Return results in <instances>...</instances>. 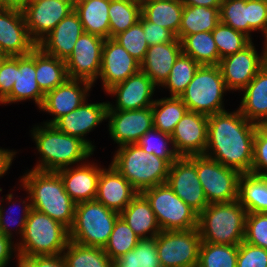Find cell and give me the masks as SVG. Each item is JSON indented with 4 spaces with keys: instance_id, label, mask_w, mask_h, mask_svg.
I'll list each match as a JSON object with an SVG mask.
<instances>
[{
    "instance_id": "obj_1",
    "label": "cell",
    "mask_w": 267,
    "mask_h": 267,
    "mask_svg": "<svg viewBox=\"0 0 267 267\" xmlns=\"http://www.w3.org/2000/svg\"><path fill=\"white\" fill-rule=\"evenodd\" d=\"M258 124L239 109L208 116V141L204 155L242 173H251Z\"/></svg>"
},
{
    "instance_id": "obj_2",
    "label": "cell",
    "mask_w": 267,
    "mask_h": 267,
    "mask_svg": "<svg viewBox=\"0 0 267 267\" xmlns=\"http://www.w3.org/2000/svg\"><path fill=\"white\" fill-rule=\"evenodd\" d=\"M20 187L29 193L32 208L45 213L70 229L76 203L64 189L60 175L54 171L31 169L24 173Z\"/></svg>"
},
{
    "instance_id": "obj_3",
    "label": "cell",
    "mask_w": 267,
    "mask_h": 267,
    "mask_svg": "<svg viewBox=\"0 0 267 267\" xmlns=\"http://www.w3.org/2000/svg\"><path fill=\"white\" fill-rule=\"evenodd\" d=\"M42 125H35L30 130L40 154V160L31 169L56 172L81 164V161L84 163V160L94 154V150L79 137L61 132L53 124Z\"/></svg>"
},
{
    "instance_id": "obj_4",
    "label": "cell",
    "mask_w": 267,
    "mask_h": 267,
    "mask_svg": "<svg viewBox=\"0 0 267 267\" xmlns=\"http://www.w3.org/2000/svg\"><path fill=\"white\" fill-rule=\"evenodd\" d=\"M112 158L110 164L138 193L167 182L171 165L165 159L145 152L136 143L119 146Z\"/></svg>"
},
{
    "instance_id": "obj_5",
    "label": "cell",
    "mask_w": 267,
    "mask_h": 267,
    "mask_svg": "<svg viewBox=\"0 0 267 267\" xmlns=\"http://www.w3.org/2000/svg\"><path fill=\"white\" fill-rule=\"evenodd\" d=\"M246 209L239 200L208 204L198 215L202 242L239 245L244 240Z\"/></svg>"
},
{
    "instance_id": "obj_6",
    "label": "cell",
    "mask_w": 267,
    "mask_h": 267,
    "mask_svg": "<svg viewBox=\"0 0 267 267\" xmlns=\"http://www.w3.org/2000/svg\"><path fill=\"white\" fill-rule=\"evenodd\" d=\"M70 241L69 229L51 217L31 209L24 233L17 242L19 257L62 254Z\"/></svg>"
},
{
    "instance_id": "obj_7",
    "label": "cell",
    "mask_w": 267,
    "mask_h": 267,
    "mask_svg": "<svg viewBox=\"0 0 267 267\" xmlns=\"http://www.w3.org/2000/svg\"><path fill=\"white\" fill-rule=\"evenodd\" d=\"M119 216L120 213L96 200L77 203L74 222L69 229L70 241L83 246L104 249Z\"/></svg>"
},
{
    "instance_id": "obj_8",
    "label": "cell",
    "mask_w": 267,
    "mask_h": 267,
    "mask_svg": "<svg viewBox=\"0 0 267 267\" xmlns=\"http://www.w3.org/2000/svg\"><path fill=\"white\" fill-rule=\"evenodd\" d=\"M227 91L218 65H200L179 98L188 111L209 116L225 111L223 97Z\"/></svg>"
},
{
    "instance_id": "obj_9",
    "label": "cell",
    "mask_w": 267,
    "mask_h": 267,
    "mask_svg": "<svg viewBox=\"0 0 267 267\" xmlns=\"http://www.w3.org/2000/svg\"><path fill=\"white\" fill-rule=\"evenodd\" d=\"M149 201L162 231L190 230L198 227V214L165 183L146 189Z\"/></svg>"
},
{
    "instance_id": "obj_10",
    "label": "cell",
    "mask_w": 267,
    "mask_h": 267,
    "mask_svg": "<svg viewBox=\"0 0 267 267\" xmlns=\"http://www.w3.org/2000/svg\"><path fill=\"white\" fill-rule=\"evenodd\" d=\"M201 243L198 228L161 231L156 236L161 267H197Z\"/></svg>"
},
{
    "instance_id": "obj_11",
    "label": "cell",
    "mask_w": 267,
    "mask_h": 267,
    "mask_svg": "<svg viewBox=\"0 0 267 267\" xmlns=\"http://www.w3.org/2000/svg\"><path fill=\"white\" fill-rule=\"evenodd\" d=\"M197 175L208 204L228 203L238 199L241 173L211 159L197 155Z\"/></svg>"
},
{
    "instance_id": "obj_12",
    "label": "cell",
    "mask_w": 267,
    "mask_h": 267,
    "mask_svg": "<svg viewBox=\"0 0 267 267\" xmlns=\"http://www.w3.org/2000/svg\"><path fill=\"white\" fill-rule=\"evenodd\" d=\"M21 10L29 34L38 45L63 18L74 10V1L28 0Z\"/></svg>"
},
{
    "instance_id": "obj_13",
    "label": "cell",
    "mask_w": 267,
    "mask_h": 267,
    "mask_svg": "<svg viewBox=\"0 0 267 267\" xmlns=\"http://www.w3.org/2000/svg\"><path fill=\"white\" fill-rule=\"evenodd\" d=\"M267 62L266 42L261 54H258L251 41L235 54L222 58L218 64L226 87L229 91H242Z\"/></svg>"
},
{
    "instance_id": "obj_14",
    "label": "cell",
    "mask_w": 267,
    "mask_h": 267,
    "mask_svg": "<svg viewBox=\"0 0 267 267\" xmlns=\"http://www.w3.org/2000/svg\"><path fill=\"white\" fill-rule=\"evenodd\" d=\"M166 183L198 215L208 206L197 175V155L178 157L170 166Z\"/></svg>"
},
{
    "instance_id": "obj_15",
    "label": "cell",
    "mask_w": 267,
    "mask_h": 267,
    "mask_svg": "<svg viewBox=\"0 0 267 267\" xmlns=\"http://www.w3.org/2000/svg\"><path fill=\"white\" fill-rule=\"evenodd\" d=\"M104 41L85 32L78 38L71 55L65 60L69 79L84 80L94 85L100 74Z\"/></svg>"
},
{
    "instance_id": "obj_16",
    "label": "cell",
    "mask_w": 267,
    "mask_h": 267,
    "mask_svg": "<svg viewBox=\"0 0 267 267\" xmlns=\"http://www.w3.org/2000/svg\"><path fill=\"white\" fill-rule=\"evenodd\" d=\"M108 130L118 147L135 144L153 128L152 107L136 110H107Z\"/></svg>"
},
{
    "instance_id": "obj_17",
    "label": "cell",
    "mask_w": 267,
    "mask_h": 267,
    "mask_svg": "<svg viewBox=\"0 0 267 267\" xmlns=\"http://www.w3.org/2000/svg\"><path fill=\"white\" fill-rule=\"evenodd\" d=\"M36 46L21 8L0 6V50L7 56H24Z\"/></svg>"
},
{
    "instance_id": "obj_18",
    "label": "cell",
    "mask_w": 267,
    "mask_h": 267,
    "mask_svg": "<svg viewBox=\"0 0 267 267\" xmlns=\"http://www.w3.org/2000/svg\"><path fill=\"white\" fill-rule=\"evenodd\" d=\"M171 137L179 157L204 155L208 141V115L187 111Z\"/></svg>"
},
{
    "instance_id": "obj_19",
    "label": "cell",
    "mask_w": 267,
    "mask_h": 267,
    "mask_svg": "<svg viewBox=\"0 0 267 267\" xmlns=\"http://www.w3.org/2000/svg\"><path fill=\"white\" fill-rule=\"evenodd\" d=\"M156 85L142 70L133 74L125 81L120 82L106 91L115 96L116 103L108 102L107 110H136L152 107Z\"/></svg>"
},
{
    "instance_id": "obj_20",
    "label": "cell",
    "mask_w": 267,
    "mask_h": 267,
    "mask_svg": "<svg viewBox=\"0 0 267 267\" xmlns=\"http://www.w3.org/2000/svg\"><path fill=\"white\" fill-rule=\"evenodd\" d=\"M140 70V63L113 38L104 41L100 67V80L104 92L125 81Z\"/></svg>"
},
{
    "instance_id": "obj_21",
    "label": "cell",
    "mask_w": 267,
    "mask_h": 267,
    "mask_svg": "<svg viewBox=\"0 0 267 267\" xmlns=\"http://www.w3.org/2000/svg\"><path fill=\"white\" fill-rule=\"evenodd\" d=\"M93 85L84 80L67 79L63 84L45 93L43 103L39 108L53 119L46 124H53L58 118L78 108L89 96Z\"/></svg>"
},
{
    "instance_id": "obj_22",
    "label": "cell",
    "mask_w": 267,
    "mask_h": 267,
    "mask_svg": "<svg viewBox=\"0 0 267 267\" xmlns=\"http://www.w3.org/2000/svg\"><path fill=\"white\" fill-rule=\"evenodd\" d=\"M107 109V102L88 103L87 99L69 114L58 118L53 125L63 133L79 137L95 151L92 141L85 139V136L107 120Z\"/></svg>"
},
{
    "instance_id": "obj_23",
    "label": "cell",
    "mask_w": 267,
    "mask_h": 267,
    "mask_svg": "<svg viewBox=\"0 0 267 267\" xmlns=\"http://www.w3.org/2000/svg\"><path fill=\"white\" fill-rule=\"evenodd\" d=\"M103 168L97 164L84 161L77 166L66 167L56 171L63 181L64 189L77 204L95 200L98 180Z\"/></svg>"
},
{
    "instance_id": "obj_24",
    "label": "cell",
    "mask_w": 267,
    "mask_h": 267,
    "mask_svg": "<svg viewBox=\"0 0 267 267\" xmlns=\"http://www.w3.org/2000/svg\"><path fill=\"white\" fill-rule=\"evenodd\" d=\"M138 194L128 180L111 164L103 168L98 180L95 200L107 208L121 213Z\"/></svg>"
},
{
    "instance_id": "obj_25",
    "label": "cell",
    "mask_w": 267,
    "mask_h": 267,
    "mask_svg": "<svg viewBox=\"0 0 267 267\" xmlns=\"http://www.w3.org/2000/svg\"><path fill=\"white\" fill-rule=\"evenodd\" d=\"M45 93L36 81V47L27 55L17 56V77L11 92L0 104H11L32 99L41 107Z\"/></svg>"
},
{
    "instance_id": "obj_26",
    "label": "cell",
    "mask_w": 267,
    "mask_h": 267,
    "mask_svg": "<svg viewBox=\"0 0 267 267\" xmlns=\"http://www.w3.org/2000/svg\"><path fill=\"white\" fill-rule=\"evenodd\" d=\"M83 33L79 15L73 10L37 46L51 56L66 60Z\"/></svg>"
},
{
    "instance_id": "obj_27",
    "label": "cell",
    "mask_w": 267,
    "mask_h": 267,
    "mask_svg": "<svg viewBox=\"0 0 267 267\" xmlns=\"http://www.w3.org/2000/svg\"><path fill=\"white\" fill-rule=\"evenodd\" d=\"M182 53L181 41L156 44L148 47L140 70L147 74L159 89L167 80L169 73L179 55Z\"/></svg>"
},
{
    "instance_id": "obj_28",
    "label": "cell",
    "mask_w": 267,
    "mask_h": 267,
    "mask_svg": "<svg viewBox=\"0 0 267 267\" xmlns=\"http://www.w3.org/2000/svg\"><path fill=\"white\" fill-rule=\"evenodd\" d=\"M240 113L256 124L267 120V62L242 90Z\"/></svg>"
},
{
    "instance_id": "obj_29",
    "label": "cell",
    "mask_w": 267,
    "mask_h": 267,
    "mask_svg": "<svg viewBox=\"0 0 267 267\" xmlns=\"http://www.w3.org/2000/svg\"><path fill=\"white\" fill-rule=\"evenodd\" d=\"M120 216L141 239L156 237L162 231L149 201L142 193L132 199Z\"/></svg>"
},
{
    "instance_id": "obj_30",
    "label": "cell",
    "mask_w": 267,
    "mask_h": 267,
    "mask_svg": "<svg viewBox=\"0 0 267 267\" xmlns=\"http://www.w3.org/2000/svg\"><path fill=\"white\" fill-rule=\"evenodd\" d=\"M110 0H78L74 10L79 15L85 33L110 38L108 9Z\"/></svg>"
},
{
    "instance_id": "obj_31",
    "label": "cell",
    "mask_w": 267,
    "mask_h": 267,
    "mask_svg": "<svg viewBox=\"0 0 267 267\" xmlns=\"http://www.w3.org/2000/svg\"><path fill=\"white\" fill-rule=\"evenodd\" d=\"M183 8L181 0H150L141 3V15L147 21L170 30L179 39Z\"/></svg>"
},
{
    "instance_id": "obj_32",
    "label": "cell",
    "mask_w": 267,
    "mask_h": 267,
    "mask_svg": "<svg viewBox=\"0 0 267 267\" xmlns=\"http://www.w3.org/2000/svg\"><path fill=\"white\" fill-rule=\"evenodd\" d=\"M238 200L247 213H267V181L261 175L242 173Z\"/></svg>"
},
{
    "instance_id": "obj_33",
    "label": "cell",
    "mask_w": 267,
    "mask_h": 267,
    "mask_svg": "<svg viewBox=\"0 0 267 267\" xmlns=\"http://www.w3.org/2000/svg\"><path fill=\"white\" fill-rule=\"evenodd\" d=\"M67 79L65 60L51 56L36 46V81L40 89L47 93Z\"/></svg>"
},
{
    "instance_id": "obj_34",
    "label": "cell",
    "mask_w": 267,
    "mask_h": 267,
    "mask_svg": "<svg viewBox=\"0 0 267 267\" xmlns=\"http://www.w3.org/2000/svg\"><path fill=\"white\" fill-rule=\"evenodd\" d=\"M219 9L184 5L179 27V40L198 32H212L220 22Z\"/></svg>"
},
{
    "instance_id": "obj_35",
    "label": "cell",
    "mask_w": 267,
    "mask_h": 267,
    "mask_svg": "<svg viewBox=\"0 0 267 267\" xmlns=\"http://www.w3.org/2000/svg\"><path fill=\"white\" fill-rule=\"evenodd\" d=\"M182 53L199 65H218L220 57L212 32H198L181 40Z\"/></svg>"
},
{
    "instance_id": "obj_36",
    "label": "cell",
    "mask_w": 267,
    "mask_h": 267,
    "mask_svg": "<svg viewBox=\"0 0 267 267\" xmlns=\"http://www.w3.org/2000/svg\"><path fill=\"white\" fill-rule=\"evenodd\" d=\"M187 111V106L179 97L155 99L152 105L153 127L171 135Z\"/></svg>"
},
{
    "instance_id": "obj_37",
    "label": "cell",
    "mask_w": 267,
    "mask_h": 267,
    "mask_svg": "<svg viewBox=\"0 0 267 267\" xmlns=\"http://www.w3.org/2000/svg\"><path fill=\"white\" fill-rule=\"evenodd\" d=\"M67 267H113L103 248L88 247L69 241L63 251Z\"/></svg>"
},
{
    "instance_id": "obj_38",
    "label": "cell",
    "mask_w": 267,
    "mask_h": 267,
    "mask_svg": "<svg viewBox=\"0 0 267 267\" xmlns=\"http://www.w3.org/2000/svg\"><path fill=\"white\" fill-rule=\"evenodd\" d=\"M108 15L110 38H113L139 21L141 3L135 0H110Z\"/></svg>"
},
{
    "instance_id": "obj_39",
    "label": "cell",
    "mask_w": 267,
    "mask_h": 267,
    "mask_svg": "<svg viewBox=\"0 0 267 267\" xmlns=\"http://www.w3.org/2000/svg\"><path fill=\"white\" fill-rule=\"evenodd\" d=\"M113 267H161L156 237L140 239L132 251L113 261Z\"/></svg>"
},
{
    "instance_id": "obj_40",
    "label": "cell",
    "mask_w": 267,
    "mask_h": 267,
    "mask_svg": "<svg viewBox=\"0 0 267 267\" xmlns=\"http://www.w3.org/2000/svg\"><path fill=\"white\" fill-rule=\"evenodd\" d=\"M199 64L183 53L176 59L167 80L161 86L169 89L170 97H180L192 81Z\"/></svg>"
},
{
    "instance_id": "obj_41",
    "label": "cell",
    "mask_w": 267,
    "mask_h": 267,
    "mask_svg": "<svg viewBox=\"0 0 267 267\" xmlns=\"http://www.w3.org/2000/svg\"><path fill=\"white\" fill-rule=\"evenodd\" d=\"M238 245L202 242L197 267H237Z\"/></svg>"
},
{
    "instance_id": "obj_42",
    "label": "cell",
    "mask_w": 267,
    "mask_h": 267,
    "mask_svg": "<svg viewBox=\"0 0 267 267\" xmlns=\"http://www.w3.org/2000/svg\"><path fill=\"white\" fill-rule=\"evenodd\" d=\"M140 239L123 218L119 216L114 224L109 241L104 247V251L112 261H115L121 255L132 251Z\"/></svg>"
},
{
    "instance_id": "obj_43",
    "label": "cell",
    "mask_w": 267,
    "mask_h": 267,
    "mask_svg": "<svg viewBox=\"0 0 267 267\" xmlns=\"http://www.w3.org/2000/svg\"><path fill=\"white\" fill-rule=\"evenodd\" d=\"M136 144L149 154L165 159L170 165L179 157L173 146L172 137L156 128L148 130ZM169 144V146H168ZM171 148V149H170Z\"/></svg>"
},
{
    "instance_id": "obj_44",
    "label": "cell",
    "mask_w": 267,
    "mask_h": 267,
    "mask_svg": "<svg viewBox=\"0 0 267 267\" xmlns=\"http://www.w3.org/2000/svg\"><path fill=\"white\" fill-rule=\"evenodd\" d=\"M220 59L235 54L246 47L252 40L244 33L219 22L212 30Z\"/></svg>"
},
{
    "instance_id": "obj_45",
    "label": "cell",
    "mask_w": 267,
    "mask_h": 267,
    "mask_svg": "<svg viewBox=\"0 0 267 267\" xmlns=\"http://www.w3.org/2000/svg\"><path fill=\"white\" fill-rule=\"evenodd\" d=\"M220 22L248 36L249 0H221Z\"/></svg>"
},
{
    "instance_id": "obj_46",
    "label": "cell",
    "mask_w": 267,
    "mask_h": 267,
    "mask_svg": "<svg viewBox=\"0 0 267 267\" xmlns=\"http://www.w3.org/2000/svg\"><path fill=\"white\" fill-rule=\"evenodd\" d=\"M113 39L125 48L134 59L141 63L149 47L143 31V16L140 15L139 21L126 31L114 36Z\"/></svg>"
},
{
    "instance_id": "obj_47",
    "label": "cell",
    "mask_w": 267,
    "mask_h": 267,
    "mask_svg": "<svg viewBox=\"0 0 267 267\" xmlns=\"http://www.w3.org/2000/svg\"><path fill=\"white\" fill-rule=\"evenodd\" d=\"M243 241L267 249V213H247Z\"/></svg>"
},
{
    "instance_id": "obj_48",
    "label": "cell",
    "mask_w": 267,
    "mask_h": 267,
    "mask_svg": "<svg viewBox=\"0 0 267 267\" xmlns=\"http://www.w3.org/2000/svg\"><path fill=\"white\" fill-rule=\"evenodd\" d=\"M27 194H28L27 198L25 200L20 201L21 204H23V207H22L23 209H21L22 210L21 213H23V214L22 215L20 214L21 215V217H19L20 220H17L16 218H12L11 214L15 213V210L11 211V208H12L11 206H10L11 208H10L9 211L6 210L7 214L8 215L10 214L11 217H9V216L6 217V215L4 213L5 209H4L3 206L1 207V212H0V231L4 235H6L7 237H9L11 239H13L12 238L13 237V233H12L13 229L11 230L9 228V226H12V225H15V224L17 225L16 229L19 231L17 234H20L19 235L20 239H21V237H22V235L24 233V228H25V225H26V221H27V218H28V216L30 214V211L32 209V204H31V199H30L29 193L27 192ZM15 204L16 203H13L14 206H15ZM10 218L12 219V221H10ZM17 227H19V228H17Z\"/></svg>"
},
{
    "instance_id": "obj_49",
    "label": "cell",
    "mask_w": 267,
    "mask_h": 267,
    "mask_svg": "<svg viewBox=\"0 0 267 267\" xmlns=\"http://www.w3.org/2000/svg\"><path fill=\"white\" fill-rule=\"evenodd\" d=\"M237 267H267V249L241 242L238 245Z\"/></svg>"
},
{
    "instance_id": "obj_50",
    "label": "cell",
    "mask_w": 267,
    "mask_h": 267,
    "mask_svg": "<svg viewBox=\"0 0 267 267\" xmlns=\"http://www.w3.org/2000/svg\"><path fill=\"white\" fill-rule=\"evenodd\" d=\"M253 31H260L267 39V2L249 0L248 37Z\"/></svg>"
},
{
    "instance_id": "obj_51",
    "label": "cell",
    "mask_w": 267,
    "mask_h": 267,
    "mask_svg": "<svg viewBox=\"0 0 267 267\" xmlns=\"http://www.w3.org/2000/svg\"><path fill=\"white\" fill-rule=\"evenodd\" d=\"M251 173L261 176L267 173V136L259 128L254 137Z\"/></svg>"
},
{
    "instance_id": "obj_52",
    "label": "cell",
    "mask_w": 267,
    "mask_h": 267,
    "mask_svg": "<svg viewBox=\"0 0 267 267\" xmlns=\"http://www.w3.org/2000/svg\"><path fill=\"white\" fill-rule=\"evenodd\" d=\"M17 77V56H7L0 67V102L11 92Z\"/></svg>"
},
{
    "instance_id": "obj_53",
    "label": "cell",
    "mask_w": 267,
    "mask_h": 267,
    "mask_svg": "<svg viewBox=\"0 0 267 267\" xmlns=\"http://www.w3.org/2000/svg\"><path fill=\"white\" fill-rule=\"evenodd\" d=\"M143 31L149 46L173 42L177 37L168 29L147 21L143 17Z\"/></svg>"
},
{
    "instance_id": "obj_54",
    "label": "cell",
    "mask_w": 267,
    "mask_h": 267,
    "mask_svg": "<svg viewBox=\"0 0 267 267\" xmlns=\"http://www.w3.org/2000/svg\"><path fill=\"white\" fill-rule=\"evenodd\" d=\"M19 267H67L63 254L19 257Z\"/></svg>"
},
{
    "instance_id": "obj_55",
    "label": "cell",
    "mask_w": 267,
    "mask_h": 267,
    "mask_svg": "<svg viewBox=\"0 0 267 267\" xmlns=\"http://www.w3.org/2000/svg\"><path fill=\"white\" fill-rule=\"evenodd\" d=\"M12 240L0 231V267L9 266L7 264H10L9 261L13 255H16L17 267H19L17 243H14V240L12 242Z\"/></svg>"
},
{
    "instance_id": "obj_56",
    "label": "cell",
    "mask_w": 267,
    "mask_h": 267,
    "mask_svg": "<svg viewBox=\"0 0 267 267\" xmlns=\"http://www.w3.org/2000/svg\"><path fill=\"white\" fill-rule=\"evenodd\" d=\"M16 153L17 151L0 148V178L3 177L10 169V166H12L11 164L14 157H16Z\"/></svg>"
},
{
    "instance_id": "obj_57",
    "label": "cell",
    "mask_w": 267,
    "mask_h": 267,
    "mask_svg": "<svg viewBox=\"0 0 267 267\" xmlns=\"http://www.w3.org/2000/svg\"><path fill=\"white\" fill-rule=\"evenodd\" d=\"M187 6H204L209 8H220L221 0H181Z\"/></svg>"
},
{
    "instance_id": "obj_58",
    "label": "cell",
    "mask_w": 267,
    "mask_h": 267,
    "mask_svg": "<svg viewBox=\"0 0 267 267\" xmlns=\"http://www.w3.org/2000/svg\"><path fill=\"white\" fill-rule=\"evenodd\" d=\"M28 0H0V6L21 8Z\"/></svg>"
},
{
    "instance_id": "obj_59",
    "label": "cell",
    "mask_w": 267,
    "mask_h": 267,
    "mask_svg": "<svg viewBox=\"0 0 267 267\" xmlns=\"http://www.w3.org/2000/svg\"><path fill=\"white\" fill-rule=\"evenodd\" d=\"M258 128L267 136V120L259 123Z\"/></svg>"
},
{
    "instance_id": "obj_60",
    "label": "cell",
    "mask_w": 267,
    "mask_h": 267,
    "mask_svg": "<svg viewBox=\"0 0 267 267\" xmlns=\"http://www.w3.org/2000/svg\"><path fill=\"white\" fill-rule=\"evenodd\" d=\"M7 58V55L0 50V67L3 63V61Z\"/></svg>"
},
{
    "instance_id": "obj_61",
    "label": "cell",
    "mask_w": 267,
    "mask_h": 267,
    "mask_svg": "<svg viewBox=\"0 0 267 267\" xmlns=\"http://www.w3.org/2000/svg\"><path fill=\"white\" fill-rule=\"evenodd\" d=\"M4 201V198L0 199V212H1V207H2V202Z\"/></svg>"
},
{
    "instance_id": "obj_62",
    "label": "cell",
    "mask_w": 267,
    "mask_h": 267,
    "mask_svg": "<svg viewBox=\"0 0 267 267\" xmlns=\"http://www.w3.org/2000/svg\"><path fill=\"white\" fill-rule=\"evenodd\" d=\"M266 42V58H267V39L265 40Z\"/></svg>"
},
{
    "instance_id": "obj_63",
    "label": "cell",
    "mask_w": 267,
    "mask_h": 267,
    "mask_svg": "<svg viewBox=\"0 0 267 267\" xmlns=\"http://www.w3.org/2000/svg\"><path fill=\"white\" fill-rule=\"evenodd\" d=\"M146 1H150V0H139L140 3L146 2Z\"/></svg>"
},
{
    "instance_id": "obj_64",
    "label": "cell",
    "mask_w": 267,
    "mask_h": 267,
    "mask_svg": "<svg viewBox=\"0 0 267 267\" xmlns=\"http://www.w3.org/2000/svg\"><path fill=\"white\" fill-rule=\"evenodd\" d=\"M263 177L266 179V181H267V173H265L264 175H263Z\"/></svg>"
}]
</instances>
